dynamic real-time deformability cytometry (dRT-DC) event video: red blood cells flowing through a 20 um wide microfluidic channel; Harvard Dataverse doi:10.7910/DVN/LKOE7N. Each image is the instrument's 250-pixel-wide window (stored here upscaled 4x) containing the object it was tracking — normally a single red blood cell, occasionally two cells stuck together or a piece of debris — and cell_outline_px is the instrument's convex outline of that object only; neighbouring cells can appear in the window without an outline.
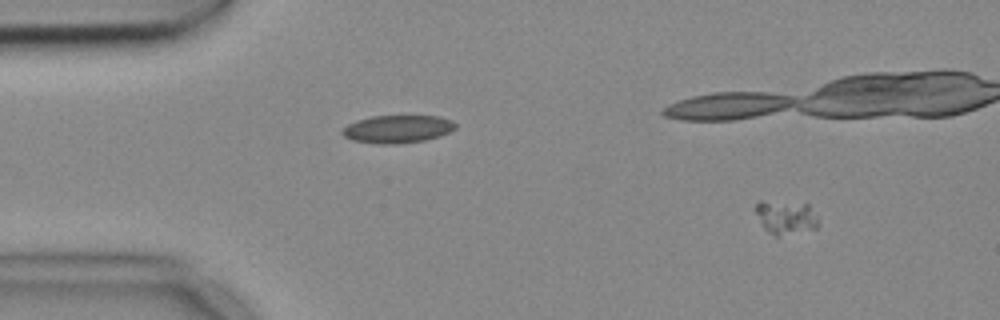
{"species": "common noctule bat (a hibernating species)", "species_latin": "Nyctalus noctula", "temperature_condition": "cold", "stored_images_in_passage": 6, "camera_frame_rate_fps": 3000, "um_per_image_px": 0.085, "animal": {"sex": "female", "body_mass_g": 18.4}, "frame": {"image": 1, "passage_image": 1, "time_ms": 0.0, "image_size_px": [1000, 320], "cell_outline_px": [[820, 224], [816, 228], [776, 236], [768, 232], [764, 228], [756, 212], [756, 204], [760, 200], [808, 204], [820, 220]], "centroid_in_image_um": [66.82, 18.46], "position_along_channel_um": 18.2, "area_um2": 12.2}}